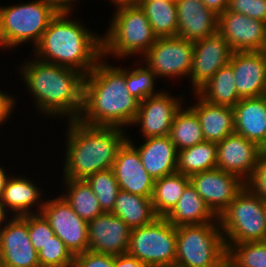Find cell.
Masks as SVG:
<instances>
[{"instance_id":"5bb4252c","label":"cell","mask_w":266,"mask_h":267,"mask_svg":"<svg viewBox=\"0 0 266 267\" xmlns=\"http://www.w3.org/2000/svg\"><path fill=\"white\" fill-rule=\"evenodd\" d=\"M218 33L233 52L265 51L266 23L225 10L219 15Z\"/></svg>"},{"instance_id":"cb8c5ba5","label":"cell","mask_w":266,"mask_h":267,"mask_svg":"<svg viewBox=\"0 0 266 267\" xmlns=\"http://www.w3.org/2000/svg\"><path fill=\"white\" fill-rule=\"evenodd\" d=\"M195 94L197 104L190 108L199 118L205 141L219 143L235 132L233 107L211 104Z\"/></svg>"},{"instance_id":"ab89813d","label":"cell","mask_w":266,"mask_h":267,"mask_svg":"<svg viewBox=\"0 0 266 267\" xmlns=\"http://www.w3.org/2000/svg\"><path fill=\"white\" fill-rule=\"evenodd\" d=\"M245 185L266 202V152L264 150L260 153L254 172Z\"/></svg>"},{"instance_id":"7bdbcfd3","label":"cell","mask_w":266,"mask_h":267,"mask_svg":"<svg viewBox=\"0 0 266 267\" xmlns=\"http://www.w3.org/2000/svg\"><path fill=\"white\" fill-rule=\"evenodd\" d=\"M114 267H148L128 253L114 256Z\"/></svg>"},{"instance_id":"bcb514c9","label":"cell","mask_w":266,"mask_h":267,"mask_svg":"<svg viewBox=\"0 0 266 267\" xmlns=\"http://www.w3.org/2000/svg\"><path fill=\"white\" fill-rule=\"evenodd\" d=\"M9 178L10 176L8 177L6 174V171L3 169V167L0 166V198L3 195L4 189L6 187V183Z\"/></svg>"},{"instance_id":"484cf974","label":"cell","mask_w":266,"mask_h":267,"mask_svg":"<svg viewBox=\"0 0 266 267\" xmlns=\"http://www.w3.org/2000/svg\"><path fill=\"white\" fill-rule=\"evenodd\" d=\"M165 218L176 227L182 225L219 223L217 217L207 207L203 198L191 183L185 187L178 203Z\"/></svg>"},{"instance_id":"30bf717a","label":"cell","mask_w":266,"mask_h":267,"mask_svg":"<svg viewBox=\"0 0 266 267\" xmlns=\"http://www.w3.org/2000/svg\"><path fill=\"white\" fill-rule=\"evenodd\" d=\"M193 53V41L180 36L157 37L155 43L142 56V62L146 63L157 78L189 77Z\"/></svg>"},{"instance_id":"5b68a950","label":"cell","mask_w":266,"mask_h":267,"mask_svg":"<svg viewBox=\"0 0 266 267\" xmlns=\"http://www.w3.org/2000/svg\"><path fill=\"white\" fill-rule=\"evenodd\" d=\"M115 11L109 30L102 37V59L110 54L115 58L144 55L157 39L144 9L125 5Z\"/></svg>"},{"instance_id":"8d00e7d4","label":"cell","mask_w":266,"mask_h":267,"mask_svg":"<svg viewBox=\"0 0 266 267\" xmlns=\"http://www.w3.org/2000/svg\"><path fill=\"white\" fill-rule=\"evenodd\" d=\"M38 262L40 267H73L74 256L54 234L38 251Z\"/></svg>"},{"instance_id":"ac0fdd59","label":"cell","mask_w":266,"mask_h":267,"mask_svg":"<svg viewBox=\"0 0 266 267\" xmlns=\"http://www.w3.org/2000/svg\"><path fill=\"white\" fill-rule=\"evenodd\" d=\"M181 100L171 97L168 92H160L141 101L132 126H142L144 139L162 137L169 134L176 113L183 107Z\"/></svg>"},{"instance_id":"74e56055","label":"cell","mask_w":266,"mask_h":267,"mask_svg":"<svg viewBox=\"0 0 266 267\" xmlns=\"http://www.w3.org/2000/svg\"><path fill=\"white\" fill-rule=\"evenodd\" d=\"M28 232L31 243L37 252L55 234L41 213L28 215Z\"/></svg>"},{"instance_id":"d6986e66","label":"cell","mask_w":266,"mask_h":267,"mask_svg":"<svg viewBox=\"0 0 266 267\" xmlns=\"http://www.w3.org/2000/svg\"><path fill=\"white\" fill-rule=\"evenodd\" d=\"M132 143L133 141L127 137L118 149L112 170L121 190L143 197H152L155 179L147 173L139 152Z\"/></svg>"},{"instance_id":"1f68e13d","label":"cell","mask_w":266,"mask_h":267,"mask_svg":"<svg viewBox=\"0 0 266 267\" xmlns=\"http://www.w3.org/2000/svg\"><path fill=\"white\" fill-rule=\"evenodd\" d=\"M153 33L157 37L177 36L178 16L175 1L141 0Z\"/></svg>"},{"instance_id":"c3c4849f","label":"cell","mask_w":266,"mask_h":267,"mask_svg":"<svg viewBox=\"0 0 266 267\" xmlns=\"http://www.w3.org/2000/svg\"><path fill=\"white\" fill-rule=\"evenodd\" d=\"M6 210L7 209L5 208V205L2 203L1 198H0V226H1V228H2V224L5 222L7 223V221H8V214L6 213L7 212Z\"/></svg>"},{"instance_id":"681fc988","label":"cell","mask_w":266,"mask_h":267,"mask_svg":"<svg viewBox=\"0 0 266 267\" xmlns=\"http://www.w3.org/2000/svg\"><path fill=\"white\" fill-rule=\"evenodd\" d=\"M223 267H235L228 259L225 260Z\"/></svg>"},{"instance_id":"d590c367","label":"cell","mask_w":266,"mask_h":267,"mask_svg":"<svg viewBox=\"0 0 266 267\" xmlns=\"http://www.w3.org/2000/svg\"><path fill=\"white\" fill-rule=\"evenodd\" d=\"M144 66L139 68L137 67L131 71L129 68L125 69L126 86L130 94L140 102L148 97L155 96L160 93V91L155 92L154 90V84L157 76L146 64Z\"/></svg>"},{"instance_id":"52a82bcc","label":"cell","mask_w":266,"mask_h":267,"mask_svg":"<svg viewBox=\"0 0 266 267\" xmlns=\"http://www.w3.org/2000/svg\"><path fill=\"white\" fill-rule=\"evenodd\" d=\"M57 13L45 0L0 7V47L9 50L26 41L36 46Z\"/></svg>"},{"instance_id":"816d5d0a","label":"cell","mask_w":266,"mask_h":267,"mask_svg":"<svg viewBox=\"0 0 266 267\" xmlns=\"http://www.w3.org/2000/svg\"><path fill=\"white\" fill-rule=\"evenodd\" d=\"M158 267H181V266L173 264V265H165V266H158Z\"/></svg>"},{"instance_id":"7dc6e473","label":"cell","mask_w":266,"mask_h":267,"mask_svg":"<svg viewBox=\"0 0 266 267\" xmlns=\"http://www.w3.org/2000/svg\"><path fill=\"white\" fill-rule=\"evenodd\" d=\"M113 5L117 7L125 6V5H139L141 0H111Z\"/></svg>"},{"instance_id":"3957f363","label":"cell","mask_w":266,"mask_h":267,"mask_svg":"<svg viewBox=\"0 0 266 267\" xmlns=\"http://www.w3.org/2000/svg\"><path fill=\"white\" fill-rule=\"evenodd\" d=\"M69 13H57L33 47L35 58L43 62L89 74L102 58V37L70 20Z\"/></svg>"},{"instance_id":"60d3db41","label":"cell","mask_w":266,"mask_h":267,"mask_svg":"<svg viewBox=\"0 0 266 267\" xmlns=\"http://www.w3.org/2000/svg\"><path fill=\"white\" fill-rule=\"evenodd\" d=\"M73 267H114V256L88 250L74 256Z\"/></svg>"},{"instance_id":"7c38bea8","label":"cell","mask_w":266,"mask_h":267,"mask_svg":"<svg viewBox=\"0 0 266 267\" xmlns=\"http://www.w3.org/2000/svg\"><path fill=\"white\" fill-rule=\"evenodd\" d=\"M189 180L217 218L245 186L238 176L218 168L194 174Z\"/></svg>"},{"instance_id":"8992f818","label":"cell","mask_w":266,"mask_h":267,"mask_svg":"<svg viewBox=\"0 0 266 267\" xmlns=\"http://www.w3.org/2000/svg\"><path fill=\"white\" fill-rule=\"evenodd\" d=\"M176 233V265L223 267L227 249L219 223L182 225Z\"/></svg>"},{"instance_id":"f546056e","label":"cell","mask_w":266,"mask_h":267,"mask_svg":"<svg viewBox=\"0 0 266 267\" xmlns=\"http://www.w3.org/2000/svg\"><path fill=\"white\" fill-rule=\"evenodd\" d=\"M217 168V143L203 141L178 151L177 172L191 177Z\"/></svg>"},{"instance_id":"f5cc1de1","label":"cell","mask_w":266,"mask_h":267,"mask_svg":"<svg viewBox=\"0 0 266 267\" xmlns=\"http://www.w3.org/2000/svg\"><path fill=\"white\" fill-rule=\"evenodd\" d=\"M0 267H3L1 257H0Z\"/></svg>"},{"instance_id":"83f0119b","label":"cell","mask_w":266,"mask_h":267,"mask_svg":"<svg viewBox=\"0 0 266 267\" xmlns=\"http://www.w3.org/2000/svg\"><path fill=\"white\" fill-rule=\"evenodd\" d=\"M235 82L233 67L228 63L221 67L196 93L211 104L234 107L241 100Z\"/></svg>"},{"instance_id":"e575fe53","label":"cell","mask_w":266,"mask_h":267,"mask_svg":"<svg viewBox=\"0 0 266 267\" xmlns=\"http://www.w3.org/2000/svg\"><path fill=\"white\" fill-rule=\"evenodd\" d=\"M227 259L235 267H266V241L233 244Z\"/></svg>"},{"instance_id":"7a4b0ae2","label":"cell","mask_w":266,"mask_h":267,"mask_svg":"<svg viewBox=\"0 0 266 267\" xmlns=\"http://www.w3.org/2000/svg\"><path fill=\"white\" fill-rule=\"evenodd\" d=\"M23 64L19 69L21 77L42 114L55 118L67 116V121L80 117L83 109L84 74L37 58Z\"/></svg>"},{"instance_id":"b9f144b4","label":"cell","mask_w":266,"mask_h":267,"mask_svg":"<svg viewBox=\"0 0 266 267\" xmlns=\"http://www.w3.org/2000/svg\"><path fill=\"white\" fill-rule=\"evenodd\" d=\"M12 97L8 93L6 94L0 90V124L5 123L6 119L10 118L9 116L13 113L12 111L16 101Z\"/></svg>"},{"instance_id":"2e32d148","label":"cell","mask_w":266,"mask_h":267,"mask_svg":"<svg viewBox=\"0 0 266 267\" xmlns=\"http://www.w3.org/2000/svg\"><path fill=\"white\" fill-rule=\"evenodd\" d=\"M193 45V62L189 76L195 93L221 67L229 63L233 51L219 33L194 41Z\"/></svg>"},{"instance_id":"6da1fadb","label":"cell","mask_w":266,"mask_h":267,"mask_svg":"<svg viewBox=\"0 0 266 267\" xmlns=\"http://www.w3.org/2000/svg\"><path fill=\"white\" fill-rule=\"evenodd\" d=\"M140 101L132 96L125 82V68L98 60L84 78L82 123L91 126L124 128L132 125Z\"/></svg>"},{"instance_id":"4fadbf2b","label":"cell","mask_w":266,"mask_h":267,"mask_svg":"<svg viewBox=\"0 0 266 267\" xmlns=\"http://www.w3.org/2000/svg\"><path fill=\"white\" fill-rule=\"evenodd\" d=\"M0 257L3 267H40L28 232V215L11 216L0 229Z\"/></svg>"},{"instance_id":"db71d44e","label":"cell","mask_w":266,"mask_h":267,"mask_svg":"<svg viewBox=\"0 0 266 267\" xmlns=\"http://www.w3.org/2000/svg\"><path fill=\"white\" fill-rule=\"evenodd\" d=\"M156 1H159V0H156ZM160 1H162V0H160ZM163 1H175V0H163Z\"/></svg>"},{"instance_id":"f6af8a7d","label":"cell","mask_w":266,"mask_h":267,"mask_svg":"<svg viewBox=\"0 0 266 267\" xmlns=\"http://www.w3.org/2000/svg\"><path fill=\"white\" fill-rule=\"evenodd\" d=\"M208 9L220 15L228 5V0H202Z\"/></svg>"},{"instance_id":"4dcf8cb0","label":"cell","mask_w":266,"mask_h":267,"mask_svg":"<svg viewBox=\"0 0 266 267\" xmlns=\"http://www.w3.org/2000/svg\"><path fill=\"white\" fill-rule=\"evenodd\" d=\"M63 180L68 188L62 196L81 219L89 222L104 212L95 193L85 179Z\"/></svg>"},{"instance_id":"d6a6232c","label":"cell","mask_w":266,"mask_h":267,"mask_svg":"<svg viewBox=\"0 0 266 267\" xmlns=\"http://www.w3.org/2000/svg\"><path fill=\"white\" fill-rule=\"evenodd\" d=\"M168 136L177 151L205 141L199 118L190 106L176 113Z\"/></svg>"},{"instance_id":"d4e9b609","label":"cell","mask_w":266,"mask_h":267,"mask_svg":"<svg viewBox=\"0 0 266 267\" xmlns=\"http://www.w3.org/2000/svg\"><path fill=\"white\" fill-rule=\"evenodd\" d=\"M41 192L40 188H38L35 183L33 184L31 179L29 180L25 176L19 177L18 175L16 177L15 175V177L11 176L8 179L1 201L5 205V208H7V211L9 210L10 212L11 210L14 217L38 214L41 213L45 202L39 201V199H41ZM35 204H38L39 209L33 211L32 208Z\"/></svg>"},{"instance_id":"f907efd6","label":"cell","mask_w":266,"mask_h":267,"mask_svg":"<svg viewBox=\"0 0 266 267\" xmlns=\"http://www.w3.org/2000/svg\"><path fill=\"white\" fill-rule=\"evenodd\" d=\"M264 218H265V226H266V202H264ZM265 241H266V235H265Z\"/></svg>"},{"instance_id":"f1b7e54d","label":"cell","mask_w":266,"mask_h":267,"mask_svg":"<svg viewBox=\"0 0 266 267\" xmlns=\"http://www.w3.org/2000/svg\"><path fill=\"white\" fill-rule=\"evenodd\" d=\"M189 183V177L179 172L155 180L151 200L158 217H165L174 208Z\"/></svg>"},{"instance_id":"f35d334b","label":"cell","mask_w":266,"mask_h":267,"mask_svg":"<svg viewBox=\"0 0 266 267\" xmlns=\"http://www.w3.org/2000/svg\"><path fill=\"white\" fill-rule=\"evenodd\" d=\"M226 10L266 23V0H228Z\"/></svg>"},{"instance_id":"ee69618b","label":"cell","mask_w":266,"mask_h":267,"mask_svg":"<svg viewBox=\"0 0 266 267\" xmlns=\"http://www.w3.org/2000/svg\"><path fill=\"white\" fill-rule=\"evenodd\" d=\"M49 5H51L58 13H70L73 11L72 2L77 0H45Z\"/></svg>"},{"instance_id":"7402d4cb","label":"cell","mask_w":266,"mask_h":267,"mask_svg":"<svg viewBox=\"0 0 266 267\" xmlns=\"http://www.w3.org/2000/svg\"><path fill=\"white\" fill-rule=\"evenodd\" d=\"M235 132L266 148V95L243 98L234 107Z\"/></svg>"},{"instance_id":"277c9868","label":"cell","mask_w":266,"mask_h":267,"mask_svg":"<svg viewBox=\"0 0 266 267\" xmlns=\"http://www.w3.org/2000/svg\"><path fill=\"white\" fill-rule=\"evenodd\" d=\"M65 165L62 179H86L112 168L118 149L127 140L117 127L91 126L80 120L68 121Z\"/></svg>"},{"instance_id":"ffe728a7","label":"cell","mask_w":266,"mask_h":267,"mask_svg":"<svg viewBox=\"0 0 266 267\" xmlns=\"http://www.w3.org/2000/svg\"><path fill=\"white\" fill-rule=\"evenodd\" d=\"M229 64L241 99L266 95L265 51L233 52Z\"/></svg>"},{"instance_id":"9c48e42d","label":"cell","mask_w":266,"mask_h":267,"mask_svg":"<svg viewBox=\"0 0 266 267\" xmlns=\"http://www.w3.org/2000/svg\"><path fill=\"white\" fill-rule=\"evenodd\" d=\"M176 226L165 217L131 229L128 254L148 267L173 265L176 261Z\"/></svg>"},{"instance_id":"9a60e30c","label":"cell","mask_w":266,"mask_h":267,"mask_svg":"<svg viewBox=\"0 0 266 267\" xmlns=\"http://www.w3.org/2000/svg\"><path fill=\"white\" fill-rule=\"evenodd\" d=\"M131 228L111 212L88 222V250L117 256L128 252Z\"/></svg>"},{"instance_id":"603a6c76","label":"cell","mask_w":266,"mask_h":267,"mask_svg":"<svg viewBox=\"0 0 266 267\" xmlns=\"http://www.w3.org/2000/svg\"><path fill=\"white\" fill-rule=\"evenodd\" d=\"M135 148L147 173L156 179L177 172L178 151L169 136L144 139Z\"/></svg>"},{"instance_id":"8fae6325","label":"cell","mask_w":266,"mask_h":267,"mask_svg":"<svg viewBox=\"0 0 266 267\" xmlns=\"http://www.w3.org/2000/svg\"><path fill=\"white\" fill-rule=\"evenodd\" d=\"M41 214L73 256L88 251V222L74 212L62 195L45 200Z\"/></svg>"},{"instance_id":"4316f807","label":"cell","mask_w":266,"mask_h":267,"mask_svg":"<svg viewBox=\"0 0 266 267\" xmlns=\"http://www.w3.org/2000/svg\"><path fill=\"white\" fill-rule=\"evenodd\" d=\"M121 218L131 229L152 223L156 215L151 197H143L119 190L111 211Z\"/></svg>"},{"instance_id":"836d02e7","label":"cell","mask_w":266,"mask_h":267,"mask_svg":"<svg viewBox=\"0 0 266 267\" xmlns=\"http://www.w3.org/2000/svg\"><path fill=\"white\" fill-rule=\"evenodd\" d=\"M85 180L95 193L101 209L111 212L120 190L112 168L98 171Z\"/></svg>"},{"instance_id":"e0dca14e","label":"cell","mask_w":266,"mask_h":267,"mask_svg":"<svg viewBox=\"0 0 266 267\" xmlns=\"http://www.w3.org/2000/svg\"><path fill=\"white\" fill-rule=\"evenodd\" d=\"M262 151L255 142L234 132L217 143V168L238 176L246 183Z\"/></svg>"},{"instance_id":"ba28073f","label":"cell","mask_w":266,"mask_h":267,"mask_svg":"<svg viewBox=\"0 0 266 267\" xmlns=\"http://www.w3.org/2000/svg\"><path fill=\"white\" fill-rule=\"evenodd\" d=\"M217 219L227 250L233 244L265 241L264 201L246 185Z\"/></svg>"},{"instance_id":"44dd1931","label":"cell","mask_w":266,"mask_h":267,"mask_svg":"<svg viewBox=\"0 0 266 267\" xmlns=\"http://www.w3.org/2000/svg\"><path fill=\"white\" fill-rule=\"evenodd\" d=\"M177 36L197 41L218 33L219 15L208 9L202 0H175Z\"/></svg>"}]
</instances>
